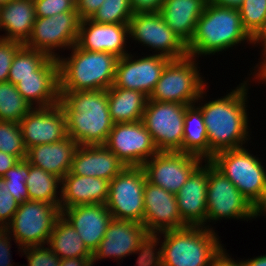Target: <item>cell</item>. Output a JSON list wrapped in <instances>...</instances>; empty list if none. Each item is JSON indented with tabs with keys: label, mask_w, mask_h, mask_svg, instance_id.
<instances>
[{
	"label": "cell",
	"mask_w": 266,
	"mask_h": 266,
	"mask_svg": "<svg viewBox=\"0 0 266 266\" xmlns=\"http://www.w3.org/2000/svg\"><path fill=\"white\" fill-rule=\"evenodd\" d=\"M67 133L79 146L105 145L113 128L107 90L60 92Z\"/></svg>",
	"instance_id": "3"
},
{
	"label": "cell",
	"mask_w": 266,
	"mask_h": 266,
	"mask_svg": "<svg viewBox=\"0 0 266 266\" xmlns=\"http://www.w3.org/2000/svg\"><path fill=\"white\" fill-rule=\"evenodd\" d=\"M36 20L33 0H13L0 6V38L24 44Z\"/></svg>",
	"instance_id": "28"
},
{
	"label": "cell",
	"mask_w": 266,
	"mask_h": 266,
	"mask_svg": "<svg viewBox=\"0 0 266 266\" xmlns=\"http://www.w3.org/2000/svg\"><path fill=\"white\" fill-rule=\"evenodd\" d=\"M244 0H209V3L238 9Z\"/></svg>",
	"instance_id": "51"
},
{
	"label": "cell",
	"mask_w": 266,
	"mask_h": 266,
	"mask_svg": "<svg viewBox=\"0 0 266 266\" xmlns=\"http://www.w3.org/2000/svg\"><path fill=\"white\" fill-rule=\"evenodd\" d=\"M129 40V24H101L85 19L80 21L76 44L84 50L109 52L121 58L130 53Z\"/></svg>",
	"instance_id": "20"
},
{
	"label": "cell",
	"mask_w": 266,
	"mask_h": 266,
	"mask_svg": "<svg viewBox=\"0 0 266 266\" xmlns=\"http://www.w3.org/2000/svg\"><path fill=\"white\" fill-rule=\"evenodd\" d=\"M129 39L131 44L134 41L149 48L154 55L169 59L188 55L187 46L165 23L160 12L135 13L129 21Z\"/></svg>",
	"instance_id": "12"
},
{
	"label": "cell",
	"mask_w": 266,
	"mask_h": 266,
	"mask_svg": "<svg viewBox=\"0 0 266 266\" xmlns=\"http://www.w3.org/2000/svg\"><path fill=\"white\" fill-rule=\"evenodd\" d=\"M49 58L47 54L39 50L31 49L23 45L15 54L9 70L8 82L15 86L21 78L35 76V71Z\"/></svg>",
	"instance_id": "34"
},
{
	"label": "cell",
	"mask_w": 266,
	"mask_h": 266,
	"mask_svg": "<svg viewBox=\"0 0 266 266\" xmlns=\"http://www.w3.org/2000/svg\"><path fill=\"white\" fill-rule=\"evenodd\" d=\"M259 55H261V60L259 58L258 63L255 64L256 66L253 65L254 67H251L253 70L251 69L249 72L250 74H247L249 77H266V54Z\"/></svg>",
	"instance_id": "48"
},
{
	"label": "cell",
	"mask_w": 266,
	"mask_h": 266,
	"mask_svg": "<svg viewBox=\"0 0 266 266\" xmlns=\"http://www.w3.org/2000/svg\"><path fill=\"white\" fill-rule=\"evenodd\" d=\"M203 162L201 157L192 154L159 151L142 167L148 182L176 195Z\"/></svg>",
	"instance_id": "15"
},
{
	"label": "cell",
	"mask_w": 266,
	"mask_h": 266,
	"mask_svg": "<svg viewBox=\"0 0 266 266\" xmlns=\"http://www.w3.org/2000/svg\"><path fill=\"white\" fill-rule=\"evenodd\" d=\"M108 180L78 176L70 171L61 179L60 210L76 205L106 204L109 196Z\"/></svg>",
	"instance_id": "25"
},
{
	"label": "cell",
	"mask_w": 266,
	"mask_h": 266,
	"mask_svg": "<svg viewBox=\"0 0 266 266\" xmlns=\"http://www.w3.org/2000/svg\"><path fill=\"white\" fill-rule=\"evenodd\" d=\"M108 92V108L116 123H133L142 119L149 97L141 91L111 86Z\"/></svg>",
	"instance_id": "29"
},
{
	"label": "cell",
	"mask_w": 266,
	"mask_h": 266,
	"mask_svg": "<svg viewBox=\"0 0 266 266\" xmlns=\"http://www.w3.org/2000/svg\"><path fill=\"white\" fill-rule=\"evenodd\" d=\"M22 46L18 41L0 38V82L8 81L13 58Z\"/></svg>",
	"instance_id": "42"
},
{
	"label": "cell",
	"mask_w": 266,
	"mask_h": 266,
	"mask_svg": "<svg viewBox=\"0 0 266 266\" xmlns=\"http://www.w3.org/2000/svg\"><path fill=\"white\" fill-rule=\"evenodd\" d=\"M21 255L27 259V265L22 266H60V257L48 245L25 247Z\"/></svg>",
	"instance_id": "39"
},
{
	"label": "cell",
	"mask_w": 266,
	"mask_h": 266,
	"mask_svg": "<svg viewBox=\"0 0 266 266\" xmlns=\"http://www.w3.org/2000/svg\"><path fill=\"white\" fill-rule=\"evenodd\" d=\"M60 214L61 210L56 204L28 200L19 205L5 229L20 253L28 246L47 245Z\"/></svg>",
	"instance_id": "10"
},
{
	"label": "cell",
	"mask_w": 266,
	"mask_h": 266,
	"mask_svg": "<svg viewBox=\"0 0 266 266\" xmlns=\"http://www.w3.org/2000/svg\"><path fill=\"white\" fill-rule=\"evenodd\" d=\"M143 225L151 236L187 226L178 212L176 195L147 180L144 186Z\"/></svg>",
	"instance_id": "19"
},
{
	"label": "cell",
	"mask_w": 266,
	"mask_h": 266,
	"mask_svg": "<svg viewBox=\"0 0 266 266\" xmlns=\"http://www.w3.org/2000/svg\"><path fill=\"white\" fill-rule=\"evenodd\" d=\"M23 143L29 148L56 143L68 137L66 116L60 104L34 107L19 122Z\"/></svg>",
	"instance_id": "18"
},
{
	"label": "cell",
	"mask_w": 266,
	"mask_h": 266,
	"mask_svg": "<svg viewBox=\"0 0 266 266\" xmlns=\"http://www.w3.org/2000/svg\"><path fill=\"white\" fill-rule=\"evenodd\" d=\"M182 152L209 161L207 130L202 111L196 104L189 105L185 111Z\"/></svg>",
	"instance_id": "30"
},
{
	"label": "cell",
	"mask_w": 266,
	"mask_h": 266,
	"mask_svg": "<svg viewBox=\"0 0 266 266\" xmlns=\"http://www.w3.org/2000/svg\"><path fill=\"white\" fill-rule=\"evenodd\" d=\"M13 0H0V6L5 5Z\"/></svg>",
	"instance_id": "55"
},
{
	"label": "cell",
	"mask_w": 266,
	"mask_h": 266,
	"mask_svg": "<svg viewBox=\"0 0 266 266\" xmlns=\"http://www.w3.org/2000/svg\"><path fill=\"white\" fill-rule=\"evenodd\" d=\"M78 144L70 137L56 143L36 145L27 150L26 160L62 179L71 169Z\"/></svg>",
	"instance_id": "26"
},
{
	"label": "cell",
	"mask_w": 266,
	"mask_h": 266,
	"mask_svg": "<svg viewBox=\"0 0 266 266\" xmlns=\"http://www.w3.org/2000/svg\"><path fill=\"white\" fill-rule=\"evenodd\" d=\"M36 17H51L53 15L76 11V0H33Z\"/></svg>",
	"instance_id": "40"
},
{
	"label": "cell",
	"mask_w": 266,
	"mask_h": 266,
	"mask_svg": "<svg viewBox=\"0 0 266 266\" xmlns=\"http://www.w3.org/2000/svg\"><path fill=\"white\" fill-rule=\"evenodd\" d=\"M133 15L130 0H105L90 20L101 24H129Z\"/></svg>",
	"instance_id": "36"
},
{
	"label": "cell",
	"mask_w": 266,
	"mask_h": 266,
	"mask_svg": "<svg viewBox=\"0 0 266 266\" xmlns=\"http://www.w3.org/2000/svg\"><path fill=\"white\" fill-rule=\"evenodd\" d=\"M146 180L142 166H127L109 182L106 206L113 219L143 224Z\"/></svg>",
	"instance_id": "11"
},
{
	"label": "cell",
	"mask_w": 266,
	"mask_h": 266,
	"mask_svg": "<svg viewBox=\"0 0 266 266\" xmlns=\"http://www.w3.org/2000/svg\"><path fill=\"white\" fill-rule=\"evenodd\" d=\"M206 3L205 0H164L160 13L165 23L187 45Z\"/></svg>",
	"instance_id": "27"
},
{
	"label": "cell",
	"mask_w": 266,
	"mask_h": 266,
	"mask_svg": "<svg viewBox=\"0 0 266 266\" xmlns=\"http://www.w3.org/2000/svg\"><path fill=\"white\" fill-rule=\"evenodd\" d=\"M164 0H130L133 13L160 12Z\"/></svg>",
	"instance_id": "45"
},
{
	"label": "cell",
	"mask_w": 266,
	"mask_h": 266,
	"mask_svg": "<svg viewBox=\"0 0 266 266\" xmlns=\"http://www.w3.org/2000/svg\"><path fill=\"white\" fill-rule=\"evenodd\" d=\"M206 200V228L208 229L214 230L213 224L220 222L222 219L246 220L248 222L257 218V210L210 161H208Z\"/></svg>",
	"instance_id": "9"
},
{
	"label": "cell",
	"mask_w": 266,
	"mask_h": 266,
	"mask_svg": "<svg viewBox=\"0 0 266 266\" xmlns=\"http://www.w3.org/2000/svg\"><path fill=\"white\" fill-rule=\"evenodd\" d=\"M80 21L77 11L36 17L31 35L23 45L59 59L60 51H69L77 43Z\"/></svg>",
	"instance_id": "13"
},
{
	"label": "cell",
	"mask_w": 266,
	"mask_h": 266,
	"mask_svg": "<svg viewBox=\"0 0 266 266\" xmlns=\"http://www.w3.org/2000/svg\"><path fill=\"white\" fill-rule=\"evenodd\" d=\"M105 146L126 166H143L158 149L142 121L116 123Z\"/></svg>",
	"instance_id": "17"
},
{
	"label": "cell",
	"mask_w": 266,
	"mask_h": 266,
	"mask_svg": "<svg viewBox=\"0 0 266 266\" xmlns=\"http://www.w3.org/2000/svg\"><path fill=\"white\" fill-rule=\"evenodd\" d=\"M238 10L244 29L256 40L266 29V0H244Z\"/></svg>",
	"instance_id": "35"
},
{
	"label": "cell",
	"mask_w": 266,
	"mask_h": 266,
	"mask_svg": "<svg viewBox=\"0 0 266 266\" xmlns=\"http://www.w3.org/2000/svg\"><path fill=\"white\" fill-rule=\"evenodd\" d=\"M247 78H249V80L255 81V83L258 82L257 84H260L262 82L261 84H265L266 86V77H247Z\"/></svg>",
	"instance_id": "54"
},
{
	"label": "cell",
	"mask_w": 266,
	"mask_h": 266,
	"mask_svg": "<svg viewBox=\"0 0 266 266\" xmlns=\"http://www.w3.org/2000/svg\"><path fill=\"white\" fill-rule=\"evenodd\" d=\"M69 50V56L58 59L60 92L107 90L114 84L118 57L84 50L77 44Z\"/></svg>",
	"instance_id": "5"
},
{
	"label": "cell",
	"mask_w": 266,
	"mask_h": 266,
	"mask_svg": "<svg viewBox=\"0 0 266 266\" xmlns=\"http://www.w3.org/2000/svg\"><path fill=\"white\" fill-rule=\"evenodd\" d=\"M208 161H204L176 194L178 212L187 226L206 227Z\"/></svg>",
	"instance_id": "22"
},
{
	"label": "cell",
	"mask_w": 266,
	"mask_h": 266,
	"mask_svg": "<svg viewBox=\"0 0 266 266\" xmlns=\"http://www.w3.org/2000/svg\"><path fill=\"white\" fill-rule=\"evenodd\" d=\"M11 240H14V239L8 233V231L5 228H0V266H14L15 265V263L12 260V254H11L12 253Z\"/></svg>",
	"instance_id": "43"
},
{
	"label": "cell",
	"mask_w": 266,
	"mask_h": 266,
	"mask_svg": "<svg viewBox=\"0 0 266 266\" xmlns=\"http://www.w3.org/2000/svg\"><path fill=\"white\" fill-rule=\"evenodd\" d=\"M20 160L14 156L9 155L0 151V177H3L4 174L14 165H16Z\"/></svg>",
	"instance_id": "47"
},
{
	"label": "cell",
	"mask_w": 266,
	"mask_h": 266,
	"mask_svg": "<svg viewBox=\"0 0 266 266\" xmlns=\"http://www.w3.org/2000/svg\"><path fill=\"white\" fill-rule=\"evenodd\" d=\"M152 236L143 224L112 219L98 248L92 254V264L106 258L116 262L128 256H137L136 263H151Z\"/></svg>",
	"instance_id": "8"
},
{
	"label": "cell",
	"mask_w": 266,
	"mask_h": 266,
	"mask_svg": "<svg viewBox=\"0 0 266 266\" xmlns=\"http://www.w3.org/2000/svg\"><path fill=\"white\" fill-rule=\"evenodd\" d=\"M215 231L186 226L153 235L151 266H209L224 248Z\"/></svg>",
	"instance_id": "2"
},
{
	"label": "cell",
	"mask_w": 266,
	"mask_h": 266,
	"mask_svg": "<svg viewBox=\"0 0 266 266\" xmlns=\"http://www.w3.org/2000/svg\"><path fill=\"white\" fill-rule=\"evenodd\" d=\"M60 266H93L92 257L60 259Z\"/></svg>",
	"instance_id": "49"
},
{
	"label": "cell",
	"mask_w": 266,
	"mask_h": 266,
	"mask_svg": "<svg viewBox=\"0 0 266 266\" xmlns=\"http://www.w3.org/2000/svg\"><path fill=\"white\" fill-rule=\"evenodd\" d=\"M246 147L219 151L209 161L257 210L266 197V168L262 158Z\"/></svg>",
	"instance_id": "6"
},
{
	"label": "cell",
	"mask_w": 266,
	"mask_h": 266,
	"mask_svg": "<svg viewBox=\"0 0 266 266\" xmlns=\"http://www.w3.org/2000/svg\"><path fill=\"white\" fill-rule=\"evenodd\" d=\"M47 245L60 259L92 257L77 231L62 214L57 218Z\"/></svg>",
	"instance_id": "31"
},
{
	"label": "cell",
	"mask_w": 266,
	"mask_h": 266,
	"mask_svg": "<svg viewBox=\"0 0 266 266\" xmlns=\"http://www.w3.org/2000/svg\"><path fill=\"white\" fill-rule=\"evenodd\" d=\"M25 183L29 200L44 201L60 207L61 179L59 177L29 163V174Z\"/></svg>",
	"instance_id": "32"
},
{
	"label": "cell",
	"mask_w": 266,
	"mask_h": 266,
	"mask_svg": "<svg viewBox=\"0 0 266 266\" xmlns=\"http://www.w3.org/2000/svg\"><path fill=\"white\" fill-rule=\"evenodd\" d=\"M93 254L103 239L110 221L113 219L106 204L76 205L61 210Z\"/></svg>",
	"instance_id": "23"
},
{
	"label": "cell",
	"mask_w": 266,
	"mask_h": 266,
	"mask_svg": "<svg viewBox=\"0 0 266 266\" xmlns=\"http://www.w3.org/2000/svg\"><path fill=\"white\" fill-rule=\"evenodd\" d=\"M105 0H76V11L80 20L90 19Z\"/></svg>",
	"instance_id": "44"
},
{
	"label": "cell",
	"mask_w": 266,
	"mask_h": 266,
	"mask_svg": "<svg viewBox=\"0 0 266 266\" xmlns=\"http://www.w3.org/2000/svg\"><path fill=\"white\" fill-rule=\"evenodd\" d=\"M188 106L148 99L141 121L158 151L182 152L184 118Z\"/></svg>",
	"instance_id": "14"
},
{
	"label": "cell",
	"mask_w": 266,
	"mask_h": 266,
	"mask_svg": "<svg viewBox=\"0 0 266 266\" xmlns=\"http://www.w3.org/2000/svg\"><path fill=\"white\" fill-rule=\"evenodd\" d=\"M223 248L213 259L209 266H244L242 259L235 260L234 257Z\"/></svg>",
	"instance_id": "46"
},
{
	"label": "cell",
	"mask_w": 266,
	"mask_h": 266,
	"mask_svg": "<svg viewBox=\"0 0 266 266\" xmlns=\"http://www.w3.org/2000/svg\"><path fill=\"white\" fill-rule=\"evenodd\" d=\"M261 49L260 54H266V29L260 34V36L255 40V47Z\"/></svg>",
	"instance_id": "52"
},
{
	"label": "cell",
	"mask_w": 266,
	"mask_h": 266,
	"mask_svg": "<svg viewBox=\"0 0 266 266\" xmlns=\"http://www.w3.org/2000/svg\"><path fill=\"white\" fill-rule=\"evenodd\" d=\"M32 108L14 84L0 82V121L19 123Z\"/></svg>",
	"instance_id": "33"
},
{
	"label": "cell",
	"mask_w": 266,
	"mask_h": 266,
	"mask_svg": "<svg viewBox=\"0 0 266 266\" xmlns=\"http://www.w3.org/2000/svg\"><path fill=\"white\" fill-rule=\"evenodd\" d=\"M18 207L19 204L9 192L4 178L0 177V228H5L10 223Z\"/></svg>",
	"instance_id": "41"
},
{
	"label": "cell",
	"mask_w": 266,
	"mask_h": 266,
	"mask_svg": "<svg viewBox=\"0 0 266 266\" xmlns=\"http://www.w3.org/2000/svg\"><path fill=\"white\" fill-rule=\"evenodd\" d=\"M199 62L200 60L190 55L171 59L166 64L149 100L195 104L209 80L202 76Z\"/></svg>",
	"instance_id": "7"
},
{
	"label": "cell",
	"mask_w": 266,
	"mask_h": 266,
	"mask_svg": "<svg viewBox=\"0 0 266 266\" xmlns=\"http://www.w3.org/2000/svg\"><path fill=\"white\" fill-rule=\"evenodd\" d=\"M131 53L118 58L115 80L112 86L141 91L149 97L156 87L166 64L171 59L150 52L148 54L143 53V56L140 54L136 56L137 53Z\"/></svg>",
	"instance_id": "16"
},
{
	"label": "cell",
	"mask_w": 266,
	"mask_h": 266,
	"mask_svg": "<svg viewBox=\"0 0 266 266\" xmlns=\"http://www.w3.org/2000/svg\"><path fill=\"white\" fill-rule=\"evenodd\" d=\"M151 263H136L134 266H150Z\"/></svg>",
	"instance_id": "56"
},
{
	"label": "cell",
	"mask_w": 266,
	"mask_h": 266,
	"mask_svg": "<svg viewBox=\"0 0 266 266\" xmlns=\"http://www.w3.org/2000/svg\"><path fill=\"white\" fill-rule=\"evenodd\" d=\"M0 151L14 155L19 160L26 159L27 149L19 123L0 121Z\"/></svg>",
	"instance_id": "37"
},
{
	"label": "cell",
	"mask_w": 266,
	"mask_h": 266,
	"mask_svg": "<svg viewBox=\"0 0 266 266\" xmlns=\"http://www.w3.org/2000/svg\"><path fill=\"white\" fill-rule=\"evenodd\" d=\"M29 174V162L26 159L20 160L11 167L3 176L9 192L20 205L29 200L26 179Z\"/></svg>",
	"instance_id": "38"
},
{
	"label": "cell",
	"mask_w": 266,
	"mask_h": 266,
	"mask_svg": "<svg viewBox=\"0 0 266 266\" xmlns=\"http://www.w3.org/2000/svg\"><path fill=\"white\" fill-rule=\"evenodd\" d=\"M251 80L245 78L235 89L220 98L205 100L207 86L195 104L201 109L207 130L209 143V160L215 153L227 149L248 146L252 134L249 122L248 91ZM205 101V102H204Z\"/></svg>",
	"instance_id": "1"
},
{
	"label": "cell",
	"mask_w": 266,
	"mask_h": 266,
	"mask_svg": "<svg viewBox=\"0 0 266 266\" xmlns=\"http://www.w3.org/2000/svg\"><path fill=\"white\" fill-rule=\"evenodd\" d=\"M240 44L255 46L242 25L239 10L207 2L186 46L188 55L199 59L233 50Z\"/></svg>",
	"instance_id": "4"
},
{
	"label": "cell",
	"mask_w": 266,
	"mask_h": 266,
	"mask_svg": "<svg viewBox=\"0 0 266 266\" xmlns=\"http://www.w3.org/2000/svg\"><path fill=\"white\" fill-rule=\"evenodd\" d=\"M16 87L33 108L50 107L58 104L60 101L58 59L49 57L35 71V76L21 78Z\"/></svg>",
	"instance_id": "21"
},
{
	"label": "cell",
	"mask_w": 266,
	"mask_h": 266,
	"mask_svg": "<svg viewBox=\"0 0 266 266\" xmlns=\"http://www.w3.org/2000/svg\"><path fill=\"white\" fill-rule=\"evenodd\" d=\"M125 167L105 145L77 147L70 172L78 176H92L111 181Z\"/></svg>",
	"instance_id": "24"
},
{
	"label": "cell",
	"mask_w": 266,
	"mask_h": 266,
	"mask_svg": "<svg viewBox=\"0 0 266 266\" xmlns=\"http://www.w3.org/2000/svg\"><path fill=\"white\" fill-rule=\"evenodd\" d=\"M264 216L266 218V197L264 202L257 208V218Z\"/></svg>",
	"instance_id": "53"
},
{
	"label": "cell",
	"mask_w": 266,
	"mask_h": 266,
	"mask_svg": "<svg viewBox=\"0 0 266 266\" xmlns=\"http://www.w3.org/2000/svg\"><path fill=\"white\" fill-rule=\"evenodd\" d=\"M244 266H266V254L253 258L242 259Z\"/></svg>",
	"instance_id": "50"
}]
</instances>
